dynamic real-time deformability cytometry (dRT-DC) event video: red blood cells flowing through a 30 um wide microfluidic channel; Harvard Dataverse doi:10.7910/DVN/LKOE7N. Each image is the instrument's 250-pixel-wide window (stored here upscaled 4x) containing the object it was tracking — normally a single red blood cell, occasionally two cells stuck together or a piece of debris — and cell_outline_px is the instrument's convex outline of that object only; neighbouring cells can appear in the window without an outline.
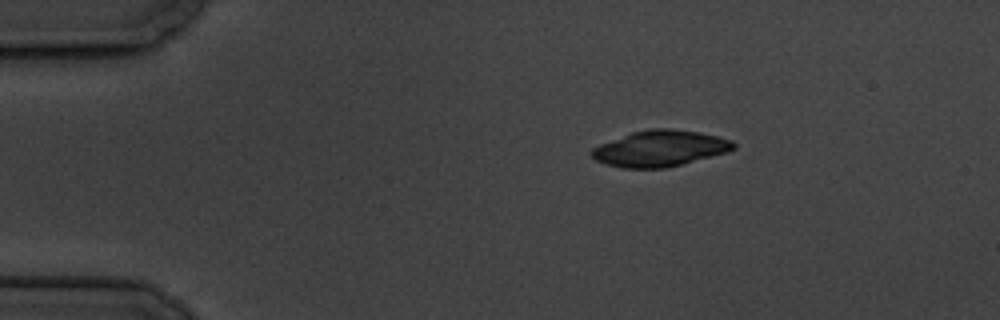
{"species": "common noctule bat (a hibernating species)", "species_latin": "Nyctalus noctula", "temperature_condition": "cold", "stored_images_in_passage": 7, "camera_frame_rate_fps": 3000, "um_per_image_px": 0.085, "animal": {"sex": "male", "body_mass_g": 19.5, "forearm_length_mm": 54.6}, "frame": {"image": 1, "passage_image": 7, "time_ms": 7.667, "image_size_px": [1000, 320], "cell_outline_px": [[736, 148], [728, 152], [664, 168], [624, 168], [608, 164], [596, 160], [588, 152], [592, 148], [600, 144], [632, 132], [648, 128], [672, 128], [700, 132], [732, 140], [736, 144]], "centroid_in_image_um": [56.1, 12.6], "position_along_channel_um": 28.9, "area_um2": 29.71}}